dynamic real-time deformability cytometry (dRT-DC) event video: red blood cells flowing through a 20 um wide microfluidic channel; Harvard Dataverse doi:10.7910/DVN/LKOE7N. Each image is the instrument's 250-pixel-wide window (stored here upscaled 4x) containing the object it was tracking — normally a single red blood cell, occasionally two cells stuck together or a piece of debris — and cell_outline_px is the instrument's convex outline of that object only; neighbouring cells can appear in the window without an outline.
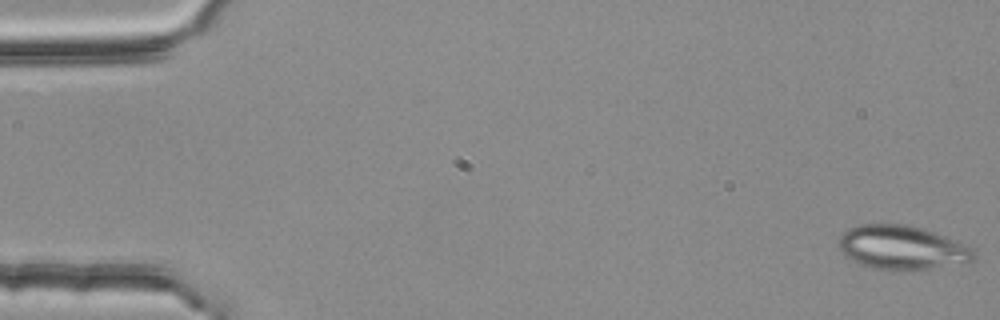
{"species": "common noctule bat (a hibernating species)", "species_latin": "Nyctalus noctula", "temperature_condition": "room temperature", "stored_images_in_passage": 53, "camera_frame_rate_fps": 3000, "um_per_image_px": 0.085, "animal": {"sex": "female", "body_mass_g": 25.1}, "frame": {"image": 1, "passage_image": 1, "time_ms": 0.0, "image_size_px": [1000, 320], "cell_outline_px": [[976, 260], [968, 264], [896, 272], [872, 268], [860, 264], [844, 256], [840, 248], [840, 236], [848, 228], [860, 224], [908, 224], [924, 228], [936, 232], [972, 248], [976, 252]], "centroid_in_image_um": [76.72, 21.07], "position_along_channel_um": 8.3, "area_um2": 35.37}}
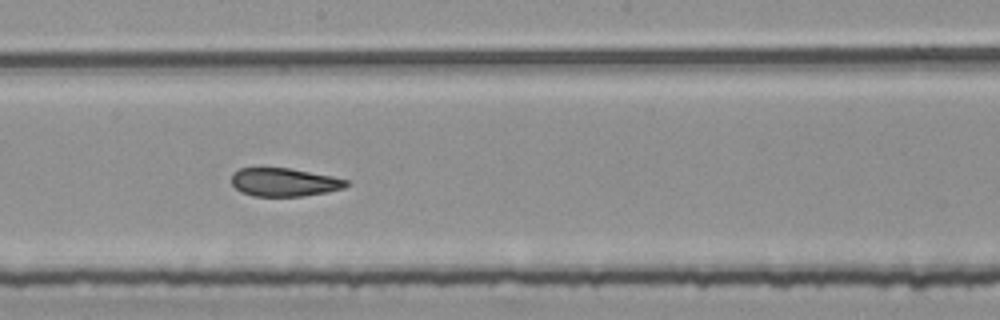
{"frame": {"image": 2, "passage_image": 30, "time_ms": 9.667, "image_size_px": [1000, 320], "cell_outline_px": [[352, 184], [344, 188], [328, 192], [304, 196], [252, 196], [240, 192], [232, 184], [232, 172], [240, 168], [292, 168], [332, 176], [348, 180]], "centroid_in_image_um": [24.19, 15.49], "position_along_channel_um": 224.0, "area_um2": 19.19}}
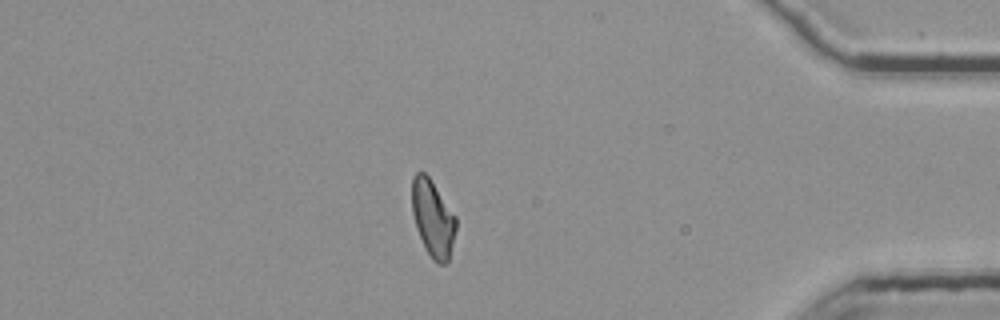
{"frame": {"image": 3, "passage_image": 47, "time_ms": 15.333, "image_size_px": [1000, 320], "cell_outline_px": [[456, 228], [448, 264], [440, 264], [432, 260], [416, 228], [412, 212], [412, 176], [416, 172], [424, 172], [428, 176], [456, 216]], "centroid_in_image_um": [36.79, 18.56], "position_along_channel_um": 398.4, "area_um2": 19.54}, "authors_computed_cell_mechanics": {"area_um2": 20.519, "velocity_mm_per_s": 3.7666, "shape_relaxation_time_tau1_ms": null, "shape_relaxation_time_tau2_ms": 2.0808, "deformation_change_tau1": null, "deformation_change_tau2": 0.0958}}